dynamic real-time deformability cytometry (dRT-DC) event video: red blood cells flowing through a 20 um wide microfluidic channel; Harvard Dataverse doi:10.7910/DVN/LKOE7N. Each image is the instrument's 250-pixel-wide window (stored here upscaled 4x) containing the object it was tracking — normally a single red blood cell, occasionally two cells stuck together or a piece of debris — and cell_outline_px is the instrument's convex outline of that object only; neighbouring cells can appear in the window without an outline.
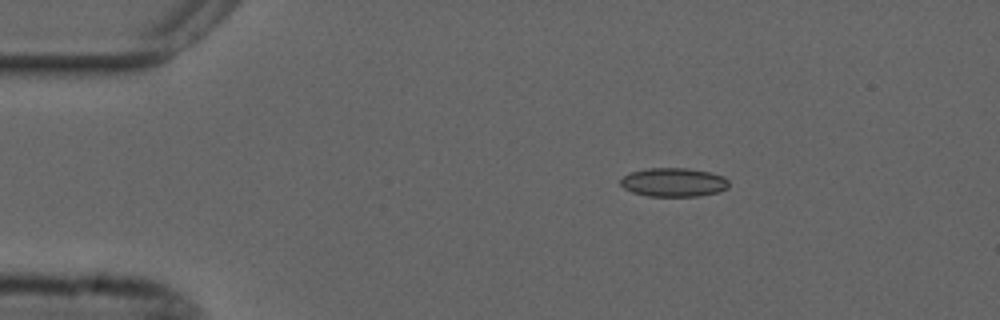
{"species": "common noctule bat (a hibernating species)", "species_latin": "Nyctalus noctula", "temperature_condition": "cold", "stored_images_in_passage": 47, "camera_frame_rate_fps": 3000, "um_per_image_px": 0.085, "animal": {"sex": "male", "forearm_length_mm": 52.5}, "frame": {"image": 1, "passage_image": 1, "time_ms": 0.0, "image_size_px": [1000, 320], "cell_outline_px": [[728, 188], [720, 192], [700, 196], [648, 196], [632, 192], [624, 188], [620, 184], [620, 180], [628, 172], [648, 168], [688, 168], [708, 172], [724, 176], [728, 180]], "centroid_in_image_um": [57.26, 15.49], "position_along_channel_um": 27.7, "area_um2": 18.32}}
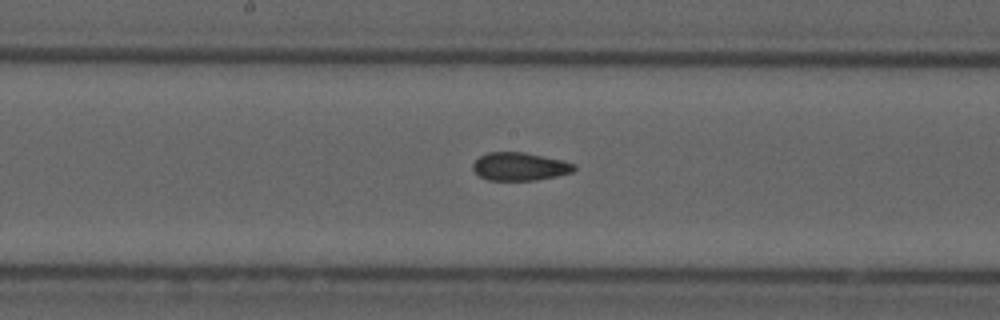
{"frame": {"image": 2, "passage_image": 20, "time_ms": 6.333, "image_size_px": [1000, 320], "cell_outline_px": [[576, 168], [572, 172], [556, 176], [536, 180], [488, 180], [480, 176], [472, 168], [472, 164], [480, 156], [488, 152], [524, 152], [564, 160], [576, 164]], "centroid_in_image_um": [44.2, 14.15], "position_along_channel_um": 204.0, "area_um2": 16.59}}
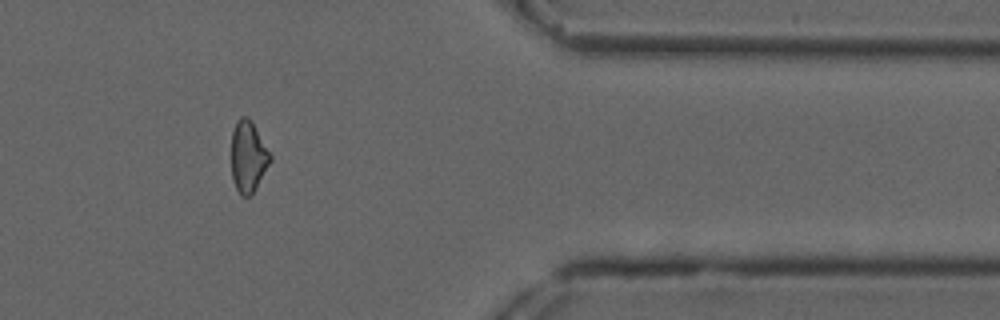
{"frame": {"image": 3, "passage_image": 37, "time_ms": 12.0, "image_size_px": [1000, 320], "cell_outline_px": [[272, 160], [252, 192], [248, 196], [240, 196], [236, 188], [232, 176], [232, 132], [236, 120], [240, 116], [248, 116], [252, 120], [272, 156]], "centroid_in_image_um": [21.09, 13.25], "position_along_channel_um": 390.3, "area_um2": 16.07}, "authors_computed_cell_mechanics": {"area_um2": 16.8776, "velocity_mm_per_s": 3.7017, "shape_relaxation_time_tau1_ms": null, "shape_relaxation_time_tau2_ms": 2.9332, "deformation_change_tau1": null, "deformation_change_tau2": 0.0885}}